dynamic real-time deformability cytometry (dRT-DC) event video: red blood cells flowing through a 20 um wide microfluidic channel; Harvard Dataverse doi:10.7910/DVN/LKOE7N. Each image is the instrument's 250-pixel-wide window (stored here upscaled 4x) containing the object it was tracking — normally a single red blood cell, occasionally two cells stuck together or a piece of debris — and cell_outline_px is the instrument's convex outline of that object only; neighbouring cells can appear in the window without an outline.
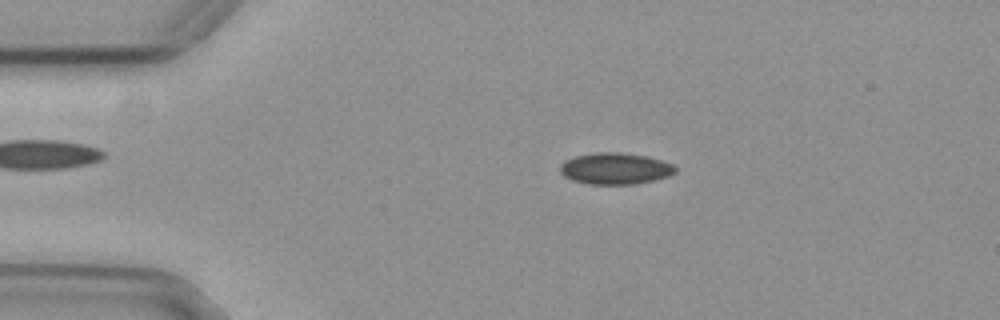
{"species": "common noctule bat (a hibernating species)", "species_latin": "Nyctalus noctula", "temperature_condition": "cold", "stored_images_in_passage": 50, "camera_frame_rate_fps": 3000, "um_per_image_px": 0.085, "animal": {"sex": "female", "body_mass_g": 29.2, "forearm_length_mm": 56.3}, "frame": {"image": 1, "passage_image": 6, "time_ms": 1.667, "image_size_px": [1000, 320], "cell_outline_px": [[676, 172], [668, 176], [636, 184], [592, 184], [572, 180], [564, 176], [560, 172], [560, 164], [564, 160], [576, 156], [596, 152], [620, 152], [648, 156], [672, 164], [676, 168]], "centroid_in_image_um": [52.28, 14.32], "position_along_channel_um": 32.7, "area_um2": 21.1}}
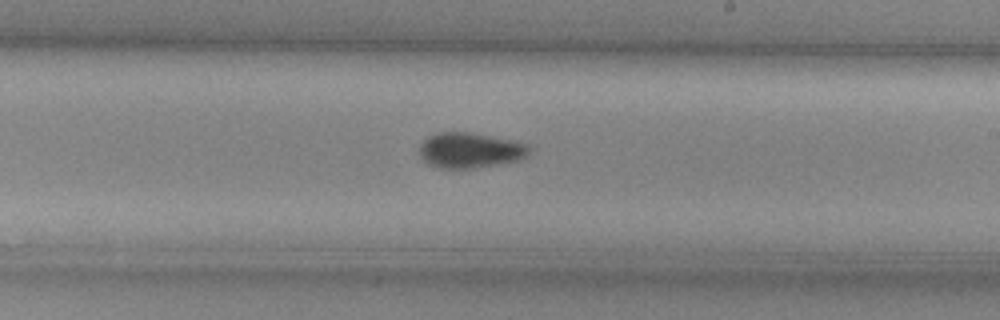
{"frame": {"image": 2, "passage_image": 27, "time_ms": 8.667, "image_size_px": [1000, 320], "cell_outline_px": [[532, 148], [524, 156], [516, 160], [476, 168], [440, 168], [428, 164], [420, 156], [420, 144], [428, 136], [436, 132], [468, 132], [528, 144]], "centroid_in_image_um": [39.89, 12.77], "position_along_channel_um": 249.1, "area_um2": 22.25}}
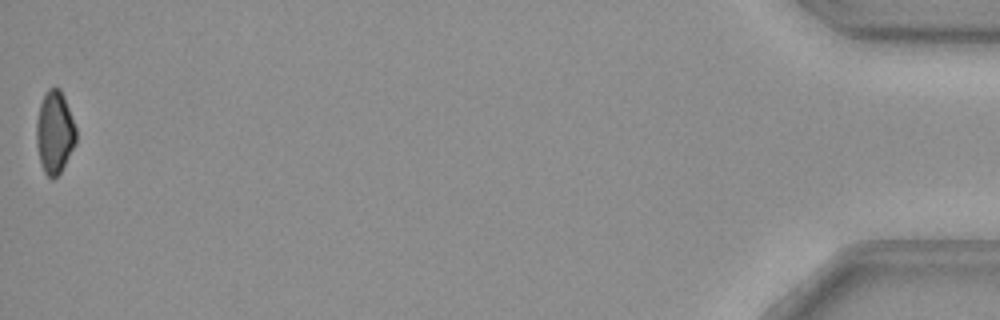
{"frame": {"image": 3, "passage_image": 50, "time_ms": 16.333, "image_size_px": [1000, 320], "cell_outline_px": [[76, 144], [60, 172], [52, 180], [44, 172], [40, 160], [36, 144], [36, 124], [40, 104], [48, 88], [60, 88], [64, 96], [76, 128]], "centroid_in_image_um": [4.65, 11.25], "position_along_channel_um": 430.6, "area_um2": 18.96}, "authors_computed_cell_mechanics": {"area_um2": 21.2704, "velocity_mm_per_s": 3.7223, "shape_relaxation_time_tau1_ms": 9.2292, "shape_relaxation_time_tau2_ms": null, "deformation_change_tau1": 0.0947, "deformation_change_tau2": null}}